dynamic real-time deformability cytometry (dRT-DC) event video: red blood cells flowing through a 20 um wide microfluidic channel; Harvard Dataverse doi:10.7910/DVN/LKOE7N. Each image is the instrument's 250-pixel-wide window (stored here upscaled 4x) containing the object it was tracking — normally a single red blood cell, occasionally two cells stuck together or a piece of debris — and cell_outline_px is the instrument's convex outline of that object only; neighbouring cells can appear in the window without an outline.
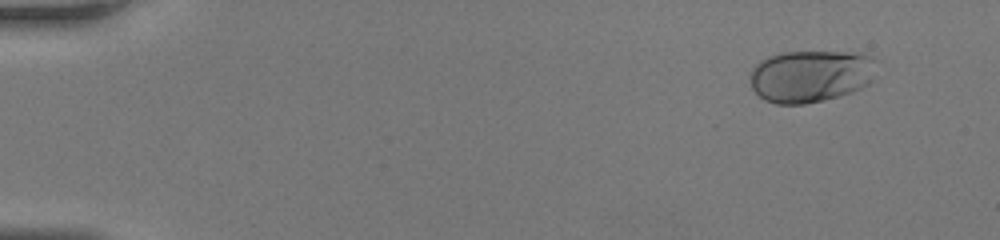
{"species": "human", "species_latin": "Homo sapiens", "temperature_condition": "room temperature", "stored_images_in_passage": 41, "camera_frame_rate_fps": 3000, "um_per_image_px": 0.085, "donor": {"sex": "female"}, "frame": {"image": 1, "passage_image": 1, "time_ms": 0.0, "image_size_px": [1000, 240], "cell_outline_px": [[880, 60], [872, 80], [868, 84], [852, 92], [824, 100], [804, 104], [776, 104], [764, 100], [752, 88], [748, 76], [752, 68], [760, 60], [768, 56], [780, 52], [864, 52]], "centroid_in_image_um": [68.94, 6.44], "position_along_channel_um": 16.1, "area_um2": 39.3}}
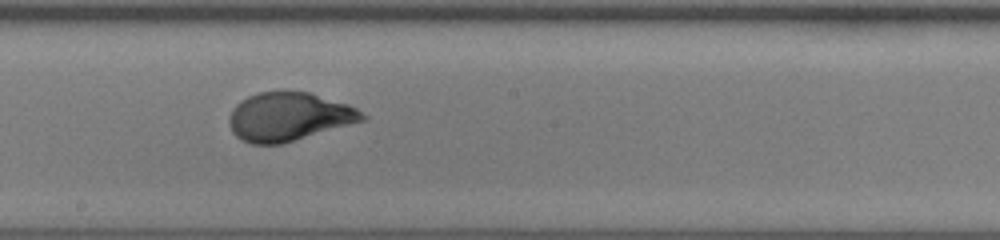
{"frame": {"image": 2, "passage_image": 23, "time_ms": 7.333, "image_size_px": [1000, 240], "cell_outline_px": [[368, 120], [280, 144], [252, 144], [240, 140], [232, 132], [228, 124], [228, 116], [232, 108], [240, 100], [248, 96], [260, 92], [308, 92], [348, 104], [356, 108], [368, 116]], "centroid_in_image_um": [24.54, 9.93], "position_along_channel_um": 223.7, "area_um2": 37.8}}
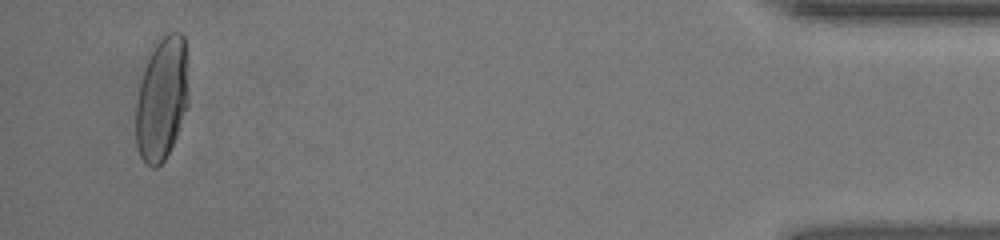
{"frame": {"image": 3, "passage_image": 40, "time_ms": 13.0, "image_size_px": [1000, 240], "cell_outline_px": [[188, 108], [176, 136], [164, 160], [156, 168], [152, 168], [144, 164], [140, 156], [128, 124], [140, 80], [144, 68], [156, 44], [168, 32], [180, 32], [184, 36], [188, 92]], "centroid_in_image_um": [13.65, 8.51], "position_along_channel_um": 421.5, "area_um2": 39.36}}